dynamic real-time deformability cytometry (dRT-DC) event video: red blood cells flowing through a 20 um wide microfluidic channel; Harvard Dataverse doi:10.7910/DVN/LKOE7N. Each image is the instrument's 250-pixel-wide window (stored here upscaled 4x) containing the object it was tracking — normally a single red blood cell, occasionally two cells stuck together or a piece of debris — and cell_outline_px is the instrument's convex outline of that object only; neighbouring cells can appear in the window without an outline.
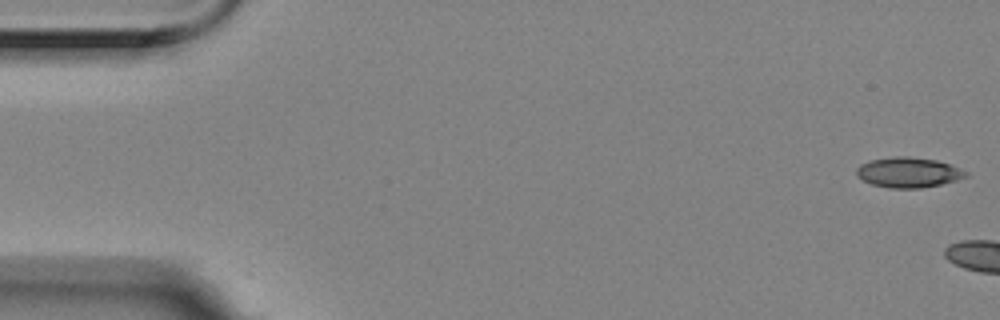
{"species": "Egyptian fruit bat (a non-hibernating species)", "species_latin": "Rousettus aegyptiacus", "temperature_condition": "room temperature", "stored_images_in_passage": 10, "camera_frame_rate_fps": 3000, "um_per_image_px": 0.085, "animal": {"sex": "female"}, "frame": {"image": 1, "passage_image": 1, "time_ms": 0.0, "image_size_px": [1000, 320], "cell_outline_px": [[968, 176], [956, 180], [940, 184], [920, 188], [888, 188], [872, 184], [856, 176], [856, 168], [860, 164], [872, 160], [896, 156], [908, 156], [936, 160], [948, 164], [968, 172]], "centroid_in_image_um": [77.19, 14.65], "position_along_channel_um": 7.8, "area_um2": 19.07}}